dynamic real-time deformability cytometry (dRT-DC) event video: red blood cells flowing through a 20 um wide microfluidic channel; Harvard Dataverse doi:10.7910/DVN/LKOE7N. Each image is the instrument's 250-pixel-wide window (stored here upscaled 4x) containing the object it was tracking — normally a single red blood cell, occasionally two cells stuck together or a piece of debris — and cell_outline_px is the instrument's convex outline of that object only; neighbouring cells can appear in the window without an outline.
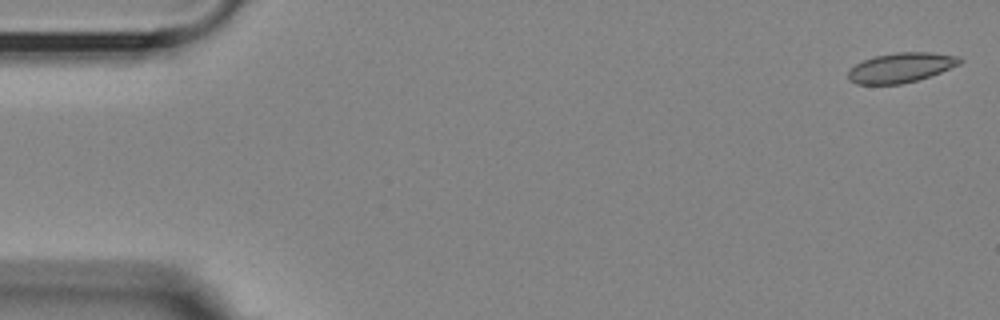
{"species": "Egyptian fruit bat (a non-hibernating species)", "species_latin": "Rousettus aegyptiacus", "temperature_condition": "room temperature", "stored_images_in_passage": 55, "camera_frame_rate_fps": 3000, "um_per_image_px": 0.085, "animal": {"sex": "female"}, "frame": {"image": 1, "passage_image": 1, "time_ms": 0.0, "image_size_px": [1000, 320], "cell_outline_px": [[964, 60], [960, 64], [940, 72], [916, 80], [900, 84], [856, 84], [848, 80], [848, 72], [856, 64], [872, 56], [896, 52], [932, 52], [960, 56]], "centroid_in_image_um": [76.59, 5.73], "position_along_channel_um": 8.4, "area_um2": 19.36}}
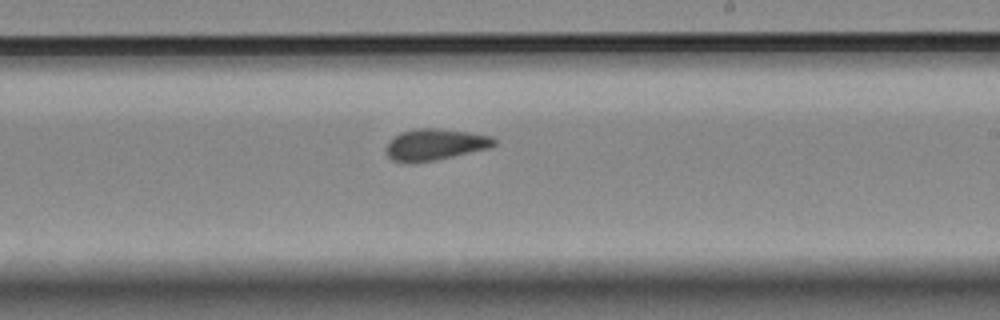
{"frame": {"image": 2, "passage_image": 32, "time_ms": 10.333, "image_size_px": [1000, 320], "cell_outline_px": [[496, 144], [492, 148], [436, 160], [412, 164], [404, 164], [392, 160], [384, 152], [384, 148], [388, 140], [400, 132], [416, 128], [440, 128], [468, 132], [492, 136], [496, 140]], "centroid_in_image_um": [36.93, 12.3], "position_along_channel_um": 252.1, "area_um2": 20.46}}
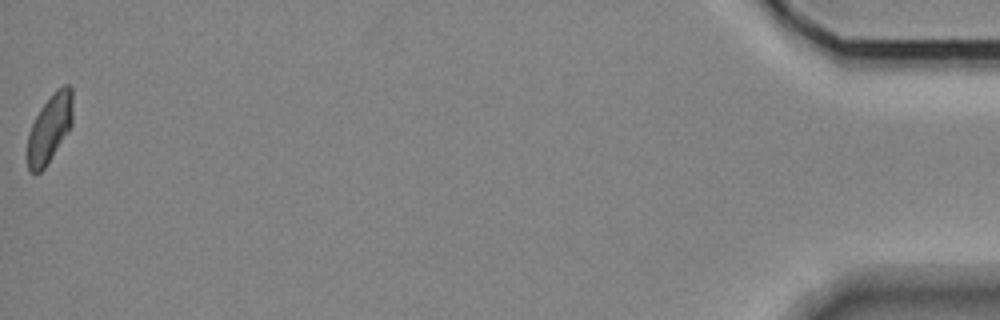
{"frame": {"image": 3, "passage_image": 55, "time_ms": 18.0, "image_size_px": [1000, 320], "cell_outline_px": [[72, 124], [44, 168], [40, 172], [28, 172], [28, 132], [40, 108], [56, 88], [64, 84], [68, 84], [72, 88]], "centroid_in_image_um": [4.22, 10.86], "position_along_channel_um": 431.0, "area_um2": 17.74}, "authors_computed_cell_mechanics": {"area_um2": 19.4208, "velocity_mm_per_s": 3.5911, "shape_relaxation_time_tau1_ms": null, "shape_relaxation_time_tau2_ms": 1.7131, "deformation_change_tau1": null, "deformation_change_tau2": 0.0684}}